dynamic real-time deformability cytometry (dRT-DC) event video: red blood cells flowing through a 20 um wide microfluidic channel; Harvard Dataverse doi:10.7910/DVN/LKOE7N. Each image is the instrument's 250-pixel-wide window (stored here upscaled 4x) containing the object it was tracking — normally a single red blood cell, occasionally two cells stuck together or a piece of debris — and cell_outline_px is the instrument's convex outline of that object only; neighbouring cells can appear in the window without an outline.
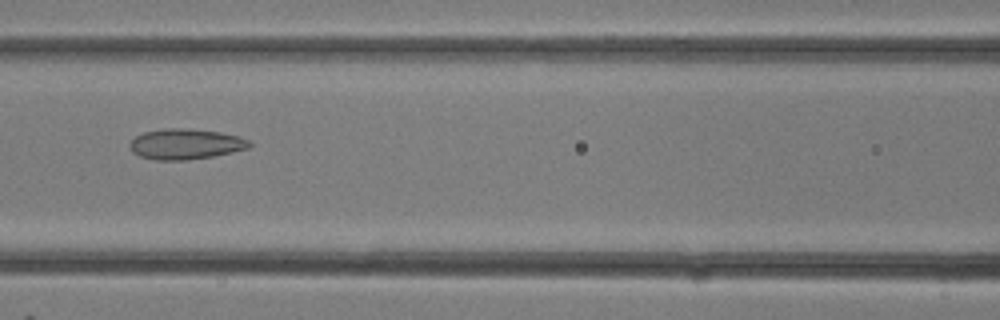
{"species": "common noctule bat (a hibernating species)", "species_latin": "Nyctalus noctula", "temperature_condition": "room temperature", "stored_images_in_passage": 19, "camera_frame_rate_fps": 3000, "um_per_image_px": 0.085, "animal": {"sex": "female"}, "frame": {"image": 1, "passage_image": 14, "time_ms": 4.333, "image_size_px": [1000, 320], "cell_outline_px": [[252, 144], [248, 148], [232, 152], [212, 156], [188, 160], [156, 160], [140, 156], [132, 152], [128, 144], [136, 136], [144, 132], [164, 128], [192, 128], [220, 132], [240, 136], [248, 140]], "centroid_in_image_um": [15.77, 12.24], "position_along_channel_um": 150.8, "area_um2": 21.39}}
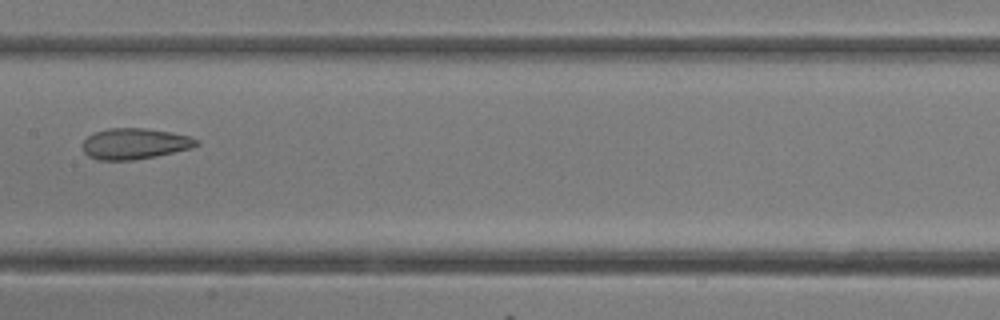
{"frame": {"image": 2, "passage_image": 16, "time_ms": 5.0, "image_size_px": [1000, 320], "cell_outline_px": [[200, 144], [192, 148], [156, 156], [132, 160], [96, 160], [88, 156], [84, 152], [80, 144], [88, 136], [96, 132], [108, 128], [144, 128], [172, 132], [188, 136], [200, 140]], "centroid_in_image_um": [11.44, 12.22], "position_along_channel_um": 196.0, "area_um2": 20.69}}
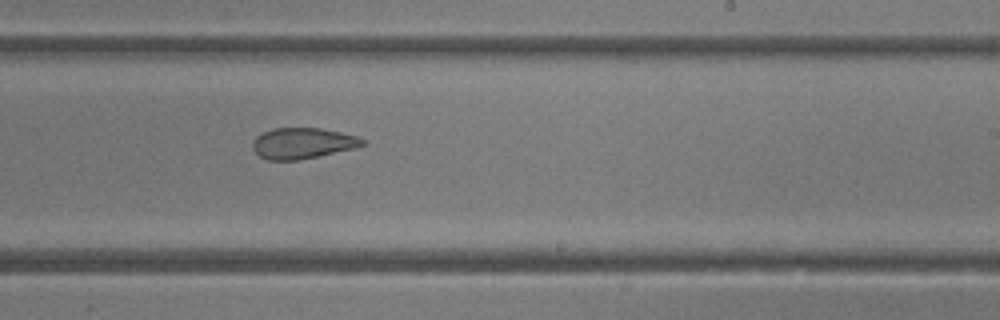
{"frame": {"image": 3, "passage_image": 19, "time_ms": 6.0, "image_size_px": [1000, 320], "cell_outline_px": [[368, 144], [356, 148], [296, 160], [268, 160], [260, 156], [252, 148], [252, 144], [256, 136], [272, 128], [320, 128], [340, 132], [356, 136], [368, 140]], "centroid_in_image_um": [25.76, 12.17], "position_along_channel_um": 263.2, "area_um2": 19.77}}